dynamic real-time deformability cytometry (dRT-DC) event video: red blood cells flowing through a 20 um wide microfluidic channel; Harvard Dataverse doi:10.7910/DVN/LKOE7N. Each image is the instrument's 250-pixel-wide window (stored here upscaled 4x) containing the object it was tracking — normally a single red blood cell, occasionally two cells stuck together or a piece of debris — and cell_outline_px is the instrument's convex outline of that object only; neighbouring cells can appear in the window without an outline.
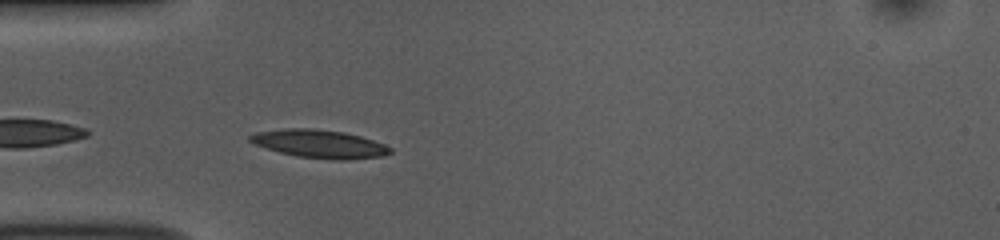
{"species": "common noctule bat (a hibernating species)", "species_latin": "Nyctalus noctula", "temperature_condition": "room temperature", "stored_images_in_passage": 27, "camera_frame_rate_fps": 3000, "um_per_image_px": 0.085, "animal": {"sex": "female", "body_mass_g": 10.0, "forearm_length_mm": 53.1}, "frame": {"image": 1, "passage_image": 2, "time_ms": 0.333, "image_size_px": [1000, 240], "cell_outline_px": [[392, 152], [380, 156], [344, 160], [340, 160], [296, 156], [280, 152], [256, 144], [248, 140], [248, 136], [256, 132], [284, 128], [312, 128], [344, 132], [360, 136], [384, 144], [392, 148]], "centroid_in_image_um": [27.15, 12.22], "position_along_channel_um": 57.9, "area_um2": 22.77}}
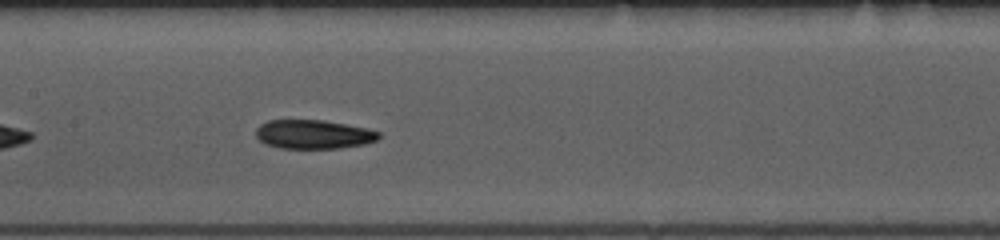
{"frame": {"image": 2, "passage_image": 12, "time_ms": 3.667, "image_size_px": [1000, 240], "cell_outline_px": [[380, 136], [376, 140], [364, 144], [340, 148], [280, 148], [264, 144], [256, 136], [256, 128], [260, 124], [268, 120], [324, 120], [364, 128], [380, 132]], "centroid_in_image_um": [26.6, 11.42], "position_along_channel_um": 180.8, "area_um2": 20.63}}
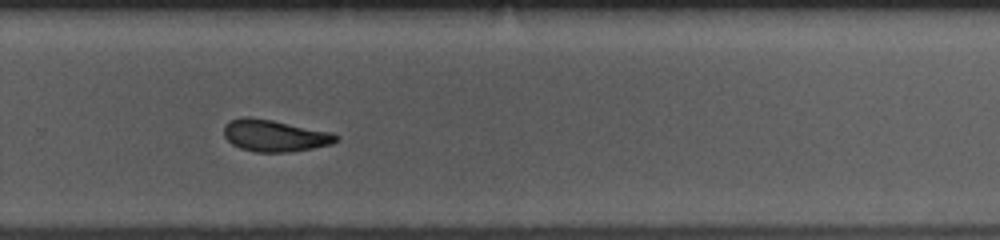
{"frame": {"image": 3, "passage_image": 22, "time_ms": 7.0, "image_size_px": [1000, 240], "cell_outline_px": [[340, 136], [332, 144], [312, 148], [288, 152], [256, 152], [240, 148], [232, 144], [224, 136], [224, 124], [240, 116], [248, 116], [272, 120], [332, 132]], "centroid_in_image_um": [23.33, 11.52], "position_along_channel_um": 306.5, "area_um2": 20.81}, "authors_computed_cell_mechanics": {"area_um2": 21.386, "velocity_mm_per_s": 3.7929, "shape_relaxation_time_tau1_ms": 10.3571, "shape_relaxation_time_tau2_ms": 5.472, "deformation_change_tau1": 0.2496, "deformation_change_tau2": 0.1361}}